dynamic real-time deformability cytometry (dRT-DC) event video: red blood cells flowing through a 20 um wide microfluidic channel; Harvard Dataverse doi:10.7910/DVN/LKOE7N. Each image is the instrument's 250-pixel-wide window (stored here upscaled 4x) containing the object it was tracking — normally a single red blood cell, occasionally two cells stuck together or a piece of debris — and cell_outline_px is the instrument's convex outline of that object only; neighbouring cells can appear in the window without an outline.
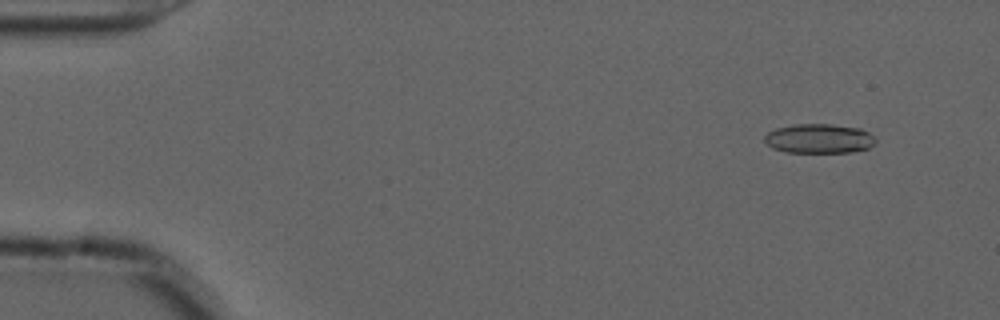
{"species": "common noctule bat (a hibernating species)", "species_latin": "Nyctalus noctula", "temperature_condition": "cold", "stored_images_in_passage": 55, "camera_frame_rate_fps": 3000, "um_per_image_px": 0.085, "animal": {"sex": "male", "forearm_length_mm": 52.5}, "frame": {"image": 1, "passage_image": 5, "time_ms": 1.333, "image_size_px": [1000, 320], "cell_outline_px": [[876, 144], [868, 148], [852, 152], [784, 152], [772, 148], [764, 140], [764, 136], [768, 132], [776, 128], [792, 124], [832, 124], [860, 128], [876, 136]], "centroid_in_image_um": [69.64, 11.77], "position_along_channel_um": 15.4, "area_um2": 19.25}}
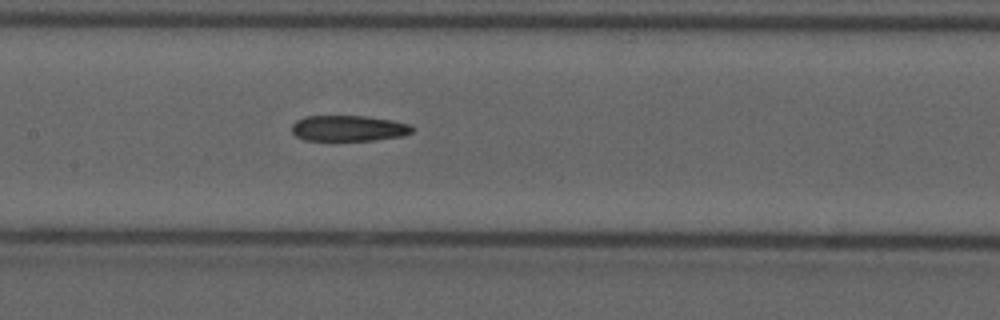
{"frame": {"image": 2, "passage_image": 27, "time_ms": 8.667, "image_size_px": [1000, 320], "cell_outline_px": [[416, 128], [412, 132], [404, 136], [372, 140], [304, 140], [296, 136], [292, 132], [292, 124], [296, 120], [304, 116], [368, 116], [392, 120], [412, 124]], "centroid_in_image_um": [29.67, 10.9], "position_along_channel_um": 177.7, "area_um2": 18.32}}
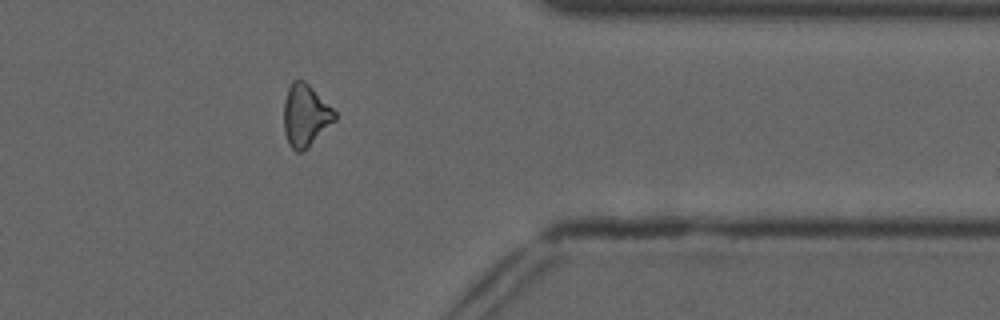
{"frame": {"image": 3, "passage_image": 45, "time_ms": 14.667, "image_size_px": [1000, 320], "cell_outline_px": [[336, 120], [308, 148], [300, 152], [296, 152], [288, 144], [284, 132], [284, 100], [288, 88], [292, 80], [304, 80], [336, 112]], "centroid_in_image_um": [25.95, 9.83], "position_along_channel_um": 385.4, "area_um2": 18.44}, "authors_computed_cell_mechanics": {"area_um2": 19.074, "velocity_mm_per_s": 3.7019, "shape_relaxation_time_tau1_ms": null, "shape_relaxation_time_tau2_ms": 6.5545, "deformation_change_tau1": null, "deformation_change_tau2": 0.1757}}